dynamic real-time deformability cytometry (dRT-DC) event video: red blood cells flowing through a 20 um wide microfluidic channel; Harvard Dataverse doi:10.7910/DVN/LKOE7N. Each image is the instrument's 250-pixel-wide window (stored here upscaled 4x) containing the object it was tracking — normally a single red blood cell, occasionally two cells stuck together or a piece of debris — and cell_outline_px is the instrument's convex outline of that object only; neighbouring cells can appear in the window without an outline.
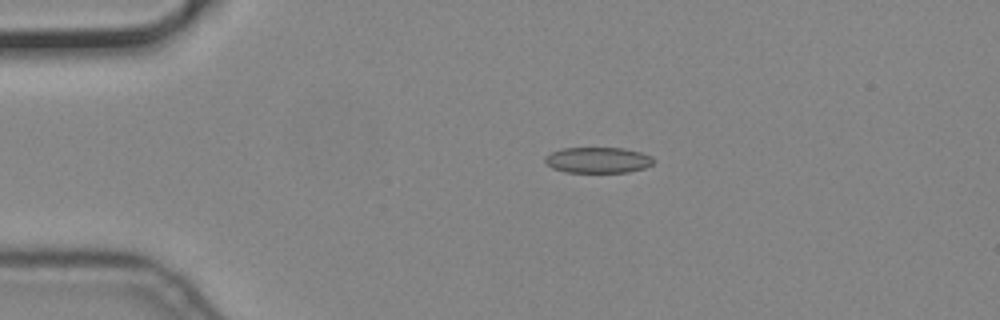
{"species": "common noctule bat (a hibernating species)", "species_latin": "Nyctalus noctula", "temperature_condition": "cold", "stored_images_in_passage": 15, "camera_frame_rate_fps": 3000, "um_per_image_px": 0.085, "animal": {"sex": "male", "body_mass_g": 19.2, "forearm_length_mm": 51.8}, "frame": {"image": 1, "passage_image": 2, "time_ms": 0.333, "image_size_px": [1000, 320], "cell_outline_px": [[656, 160], [652, 164], [644, 168], [628, 172], [564, 172], [552, 168], [544, 160], [544, 156], [552, 152], [564, 148], [624, 148], [640, 152], [652, 156]], "centroid_in_image_um": [50.84, 13.61], "position_along_channel_um": 34.2, "area_um2": 16.36}}
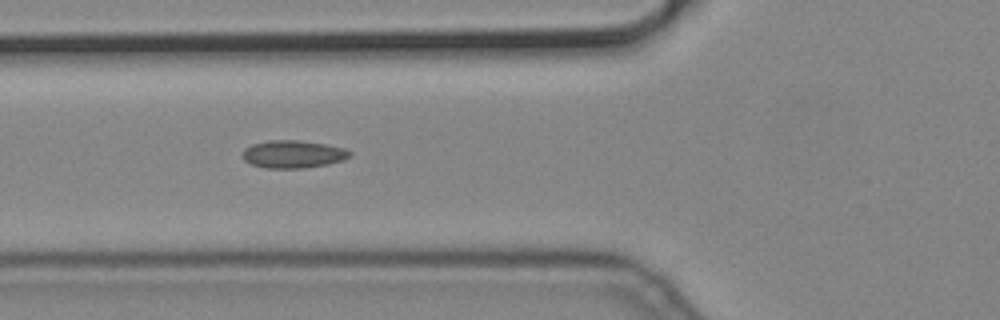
{"frame": {"image": 2, "passage_image": 11, "time_ms": 3.333, "image_size_px": [1000, 320], "cell_outline_px": [[352, 156], [344, 160], [328, 164], [304, 168], [264, 168], [252, 164], [244, 160], [240, 156], [240, 152], [244, 148], [252, 144], [268, 140], [300, 140], [324, 144], [344, 148], [352, 152]], "centroid_in_image_um": [24.88, 13.1], "position_along_channel_um": 100.9, "area_um2": 17.57}}
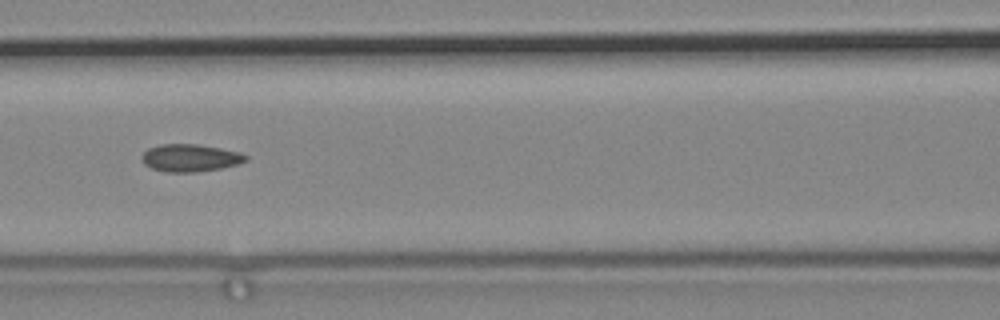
{"frame": {"image": 3, "passage_image": 15, "time_ms": 4.667, "image_size_px": [1000, 320], "cell_outline_px": [[248, 160], [240, 164], [220, 168], [196, 172], [168, 172], [152, 168], [144, 164], [140, 156], [148, 148], [160, 144], [196, 144], [220, 148], [240, 152], [248, 156]], "centroid_in_image_um": [16.18, 13.42], "position_along_channel_um": 150.4, "area_um2": 16.7}}